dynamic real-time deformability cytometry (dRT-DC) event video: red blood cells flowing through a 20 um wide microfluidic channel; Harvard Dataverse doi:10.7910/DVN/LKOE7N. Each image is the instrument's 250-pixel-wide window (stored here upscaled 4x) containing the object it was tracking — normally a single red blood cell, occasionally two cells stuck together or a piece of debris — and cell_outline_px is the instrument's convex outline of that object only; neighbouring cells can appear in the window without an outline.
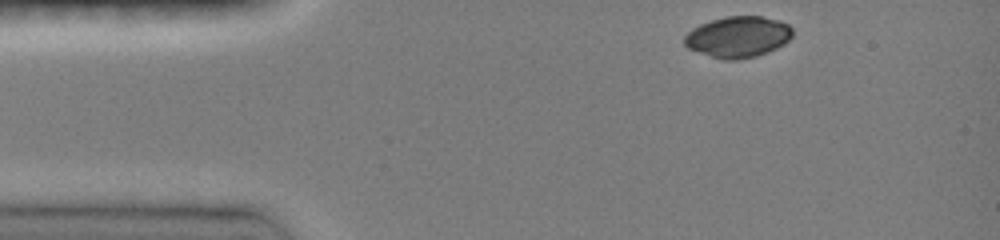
{"species": "common noctule bat (a hibernating species)", "species_latin": "Nyctalus noctula", "temperature_condition": "room temperature", "stored_images_in_passage": 4, "camera_frame_rate_fps": 3000, "um_per_image_px": 0.085, "animal": {"sex": "female", "body_mass_g": 19.0, "forearm_length_mm": 51.5}, "frame": {"image": 1, "passage_image": 1, "time_ms": 0.0, "image_size_px": [1000, 240], "cell_outline_px": [[792, 36], [784, 44], [768, 52], [756, 56], [736, 60], [724, 60], [688, 48], [684, 44], [684, 36], [692, 28], [700, 24], [712, 20], [728, 16], [760, 16], [780, 20], [788, 24], [792, 28]], "centroid_in_image_um": [62.74, 3.13], "position_along_channel_um": 22.3, "area_um2": 25.84}}